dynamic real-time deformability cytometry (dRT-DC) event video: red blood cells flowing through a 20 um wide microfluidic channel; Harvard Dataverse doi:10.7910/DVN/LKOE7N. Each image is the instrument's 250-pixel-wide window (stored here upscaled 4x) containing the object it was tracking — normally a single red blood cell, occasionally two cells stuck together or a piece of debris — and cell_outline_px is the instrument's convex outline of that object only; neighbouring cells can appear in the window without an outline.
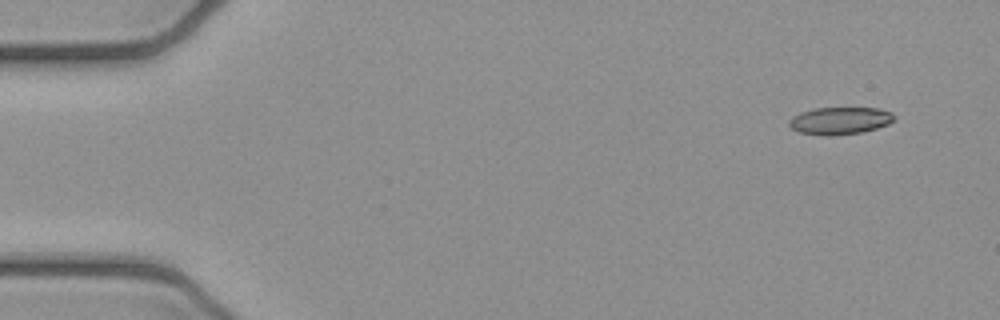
{"species": "common noctule bat (a hibernating species)", "species_latin": "Nyctalus noctula", "temperature_condition": "cold", "stored_images_in_passage": 4, "camera_frame_rate_fps": 3000, "um_per_image_px": 0.085, "animal": {"sex": "female", "body_mass_g": 21.9}, "frame": {"image": 1, "passage_image": 1, "time_ms": 0.0, "image_size_px": [1000, 320], "cell_outline_px": [[896, 116], [888, 124], [876, 128], [860, 132], [828, 136], [824, 136], [800, 132], [792, 128], [788, 124], [788, 120], [792, 116], [800, 112], [816, 108], [880, 108], [892, 112]], "centroid_in_image_um": [71.38, 10.25], "position_along_channel_um": 13.6, "area_um2": 16.7}}
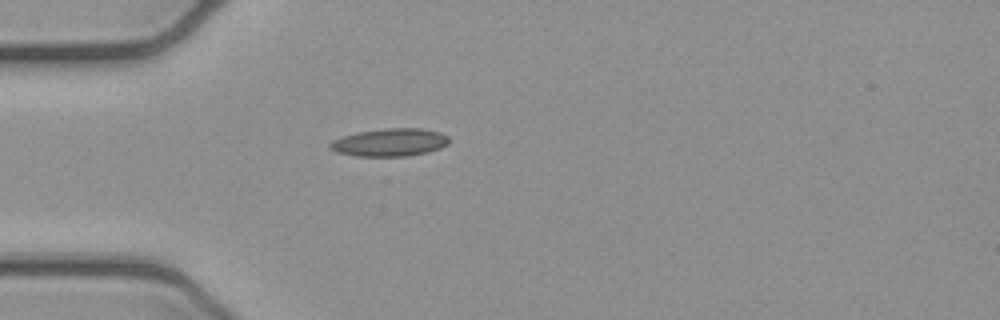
{"frame": {"image": 2, "passage_image": 4, "time_ms": 1.0, "image_size_px": [1000, 320], "cell_outline_px": [[448, 144], [440, 148], [428, 152], [404, 156], [356, 156], [336, 152], [328, 148], [328, 144], [332, 140], [344, 136], [360, 132], [384, 128], [420, 128], [440, 132], [448, 136]], "centroid_in_image_um": [33.12, 12.1], "position_along_channel_um": 51.9, "area_um2": 19.25}}